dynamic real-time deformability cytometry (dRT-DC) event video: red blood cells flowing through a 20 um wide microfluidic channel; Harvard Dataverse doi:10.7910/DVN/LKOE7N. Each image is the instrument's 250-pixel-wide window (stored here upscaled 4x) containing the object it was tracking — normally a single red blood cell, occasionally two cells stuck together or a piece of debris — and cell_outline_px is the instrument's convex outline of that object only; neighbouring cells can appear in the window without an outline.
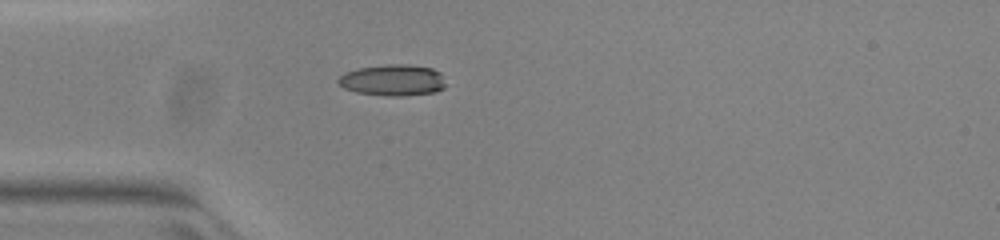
{"species": "common noctule bat (a hibernating species)", "species_latin": "Nyctalus noctula", "temperature_condition": "warm", "stored_images_in_passage": 38, "camera_frame_rate_fps": 3000, "um_per_image_px": 0.085, "animal": {"sex": "female", "body_mass_g": 23.0, "forearm_length_mm": 53.4}, "frame": {"image": 1, "passage_image": 1, "time_ms": 0.0, "image_size_px": [1000, 240], "cell_outline_px": [[448, 84], [444, 88], [436, 92], [404, 96], [388, 96], [356, 92], [344, 88], [336, 80], [344, 72], [360, 68], [388, 64], [408, 64], [432, 68], [440, 72]], "centroid_in_image_um": [33.44, 6.81], "position_along_channel_um": 51.6, "area_um2": 19.83}}
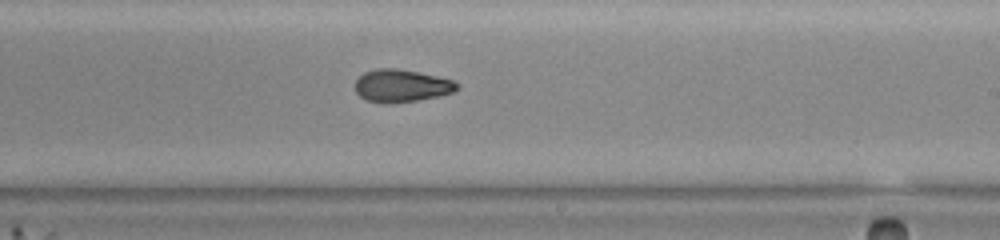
{"frame": {"image": 2, "passage_image": 17, "time_ms": 5.333, "image_size_px": [1000, 240], "cell_outline_px": [[460, 88], [452, 92], [440, 96], [392, 104], [380, 104], [368, 100], [360, 96], [356, 92], [356, 80], [364, 72], [376, 68], [396, 68], [436, 76], [452, 80], [460, 84]], "centroid_in_image_um": [34.12, 7.3], "position_along_channel_um": 254.9, "area_um2": 19.42}}
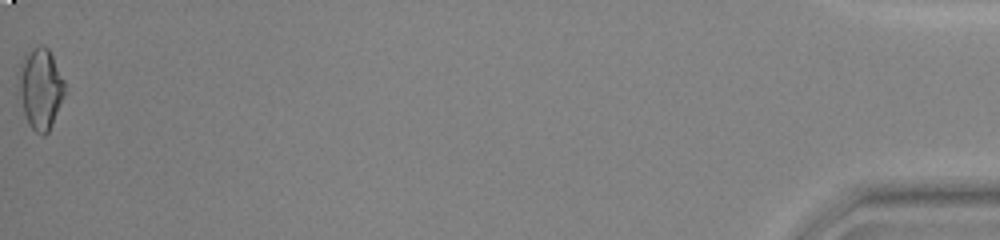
{"frame": {"image": 3, "passage_image": 38, "time_ms": 12.333, "image_size_px": [1000, 240], "cell_outline_px": [[64, 96], [52, 124], [48, 132], [44, 136], [36, 132], [28, 124], [24, 112], [16, 84], [20, 64], [24, 56], [32, 48], [40, 44], [44, 44], [48, 48], [64, 80]], "centroid_in_image_um": [3.41, 7.51], "position_along_channel_um": 431.8, "area_um2": 21.79}, "authors_computed_cell_mechanics": {"area_um2": 19.4497, "velocity_mm_per_s": 3.9974, "shape_relaxation_time_tau1_ms": 5.3453, "shape_relaxation_time_tau2_ms": 2.4619, "deformation_change_tau1": 0.2146, "deformation_change_tau2": 0.0802}}